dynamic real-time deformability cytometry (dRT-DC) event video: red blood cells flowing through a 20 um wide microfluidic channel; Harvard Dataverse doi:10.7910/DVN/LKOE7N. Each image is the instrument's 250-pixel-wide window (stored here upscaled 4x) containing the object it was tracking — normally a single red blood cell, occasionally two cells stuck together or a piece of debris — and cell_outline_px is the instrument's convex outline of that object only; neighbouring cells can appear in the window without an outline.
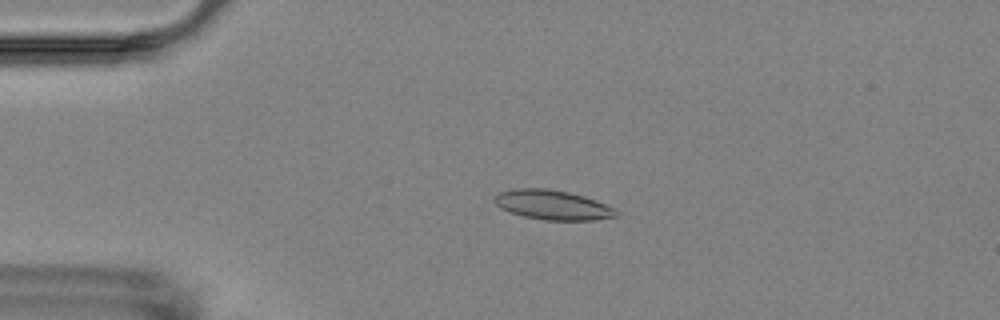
{"species": "Egyptian fruit bat (a non-hibernating species)", "species_latin": "Rousettus aegyptiacus", "temperature_condition": "room temperature", "stored_images_in_passage": 5, "camera_frame_rate_fps": 3000, "um_per_image_px": 0.085, "animal": {"sex": "female"}, "frame": {"image": 1, "passage_image": 3, "time_ms": 2.333, "image_size_px": [1000, 320], "cell_outline_px": [[616, 216], [592, 220], [544, 220], [524, 216], [500, 208], [492, 200], [492, 196], [500, 192], [512, 188], [548, 188], [568, 192], [584, 196], [596, 200], [616, 208]], "centroid_in_image_um": [46.93, 17.4], "position_along_channel_um": 38.1, "area_um2": 21.04}}
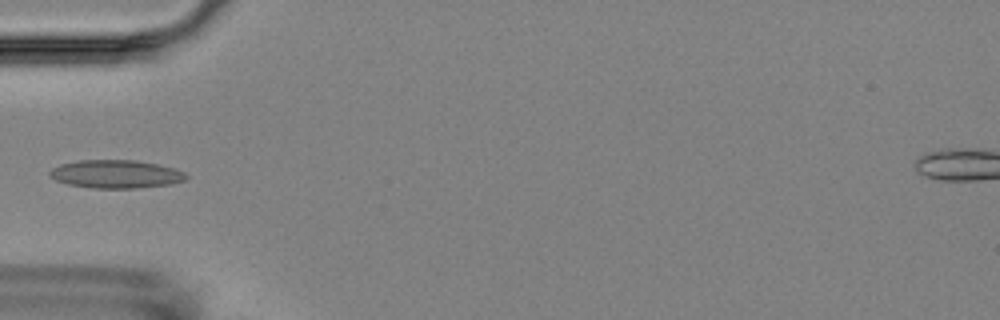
{"frame": {"image": 2, "passage_image": 5, "time_ms": 4.333, "image_size_px": [1000, 320], "cell_outline_px": [[188, 176], [184, 180], [172, 184], [136, 188], [92, 188], [68, 184], [56, 180], [48, 176], [48, 172], [52, 168], [60, 164], [80, 160], [136, 160], [176, 168], [184, 172]], "centroid_in_image_um": [9.84, 14.79], "position_along_channel_um": 75.2, "area_um2": 22.48}}